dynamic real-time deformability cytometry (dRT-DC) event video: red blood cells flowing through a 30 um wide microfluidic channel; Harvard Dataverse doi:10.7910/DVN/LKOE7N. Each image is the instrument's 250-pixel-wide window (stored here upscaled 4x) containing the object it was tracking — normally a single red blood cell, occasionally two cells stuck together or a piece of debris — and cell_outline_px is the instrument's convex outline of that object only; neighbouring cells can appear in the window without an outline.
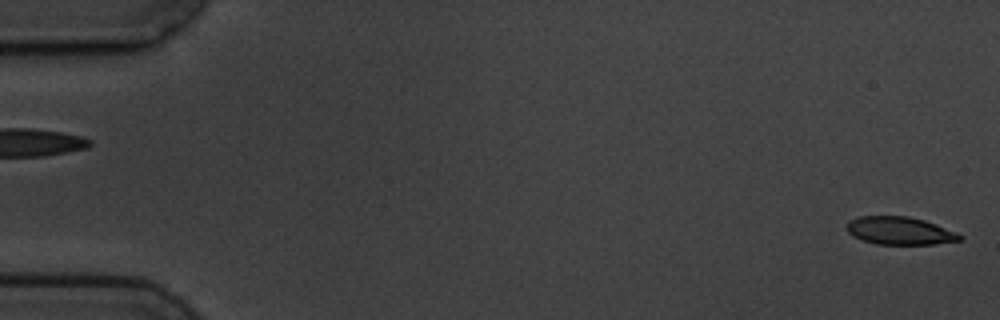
{"species": "common noctule bat (a hibernating species)", "species_latin": "Nyctalus noctula", "temperature_condition": "cold", "stored_images_in_passage": 2, "segment_of_instrument_passage": [2, 2], "camera_frame_rate_fps": 3000, "um_per_image_px": 0.085, "animal": {"sex": "male", "body_mass_g": 19.5, "forearm_length_mm": 54.6}, "frame": {"image": 1, "passage_image": 2, "time_ms": 1.333, "image_size_px": [1000, 320], "cell_outline_px": [[964, 236], [960, 240], [932, 244], [876, 244], [852, 236], [848, 232], [848, 220], [860, 216], [908, 216], [924, 220], [936, 224], [956, 232]], "centroid_in_image_um": [76.48, 19.61], "position_along_channel_um": 8.5, "area_um2": 18.21}}